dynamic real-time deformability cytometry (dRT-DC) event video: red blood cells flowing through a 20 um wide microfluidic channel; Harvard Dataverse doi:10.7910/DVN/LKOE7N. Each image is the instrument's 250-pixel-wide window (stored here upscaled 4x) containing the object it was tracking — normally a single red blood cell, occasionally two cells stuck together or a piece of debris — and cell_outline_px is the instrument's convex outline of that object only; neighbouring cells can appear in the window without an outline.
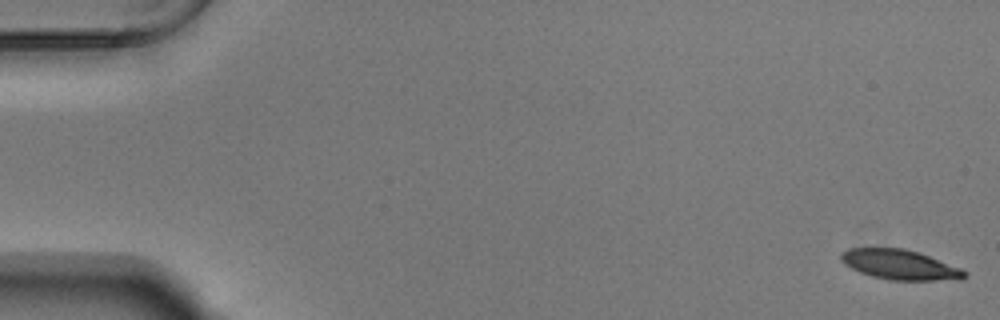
{"species": "Egyptian fruit bat (a non-hibernating species)", "species_latin": "Rousettus aegyptiacus", "temperature_condition": "warm", "stored_images_in_passage": 56, "camera_frame_rate_fps": 3000, "um_per_image_px": 0.085, "animal": {"sex": "male"}, "frame": {"image": 1, "passage_image": 1, "time_ms": 0.0, "image_size_px": [1000, 320], "cell_outline_px": [[968, 276], [960, 280], [888, 280], [872, 276], [860, 272], [844, 264], [840, 260], [840, 252], [848, 248], [904, 248], [928, 256], [960, 268], [968, 272]], "centroid_in_image_um": [76.47, 22.5], "position_along_channel_um": 8.5, "area_um2": 21.5}}
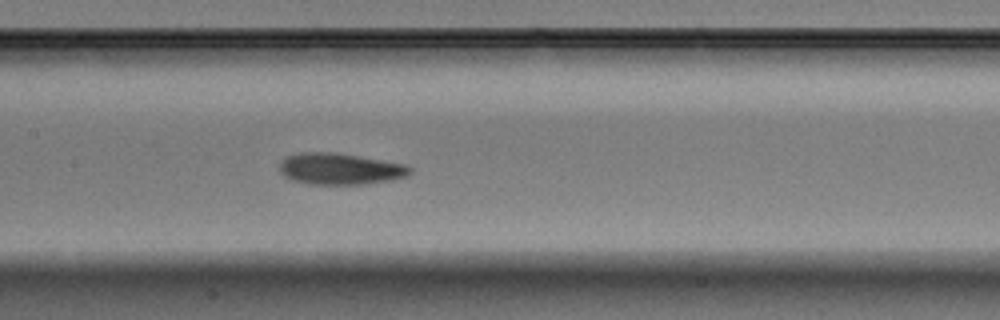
{"frame": {"image": 2, "passage_image": 27, "time_ms": 8.667, "image_size_px": [1000, 320], "cell_outline_px": [[412, 172], [408, 176], [388, 180], [364, 184], [308, 184], [292, 180], [284, 176], [280, 172], [280, 164], [288, 156], [300, 152], [336, 152], [408, 164], [412, 168]], "centroid_in_image_um": [28.94, 14.35], "position_along_channel_um": 178.5, "area_um2": 23.99}}
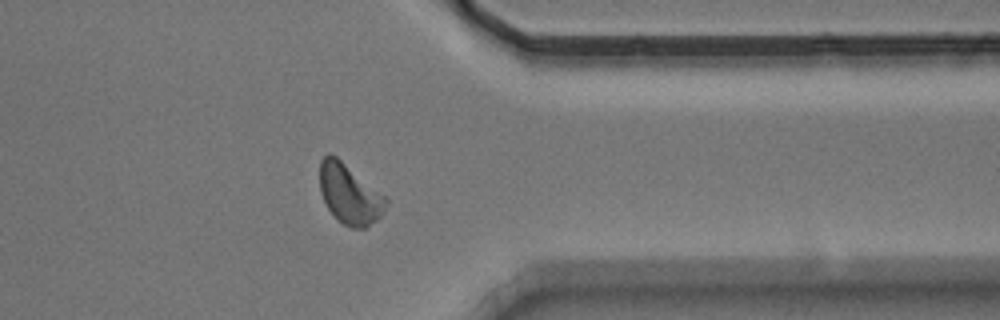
{"frame": {"image": 3, "passage_image": 44, "time_ms": 14.333, "image_size_px": [1000, 320], "cell_outline_px": [[388, 204], [384, 212], [376, 220], [364, 228], [352, 228], [344, 224], [328, 208], [320, 192], [320, 160], [328, 152], [332, 152], [388, 196]], "centroid_in_image_um": [29.75, 16.44], "position_along_channel_um": 381.7, "area_um2": 23.47}, "authors_computed_cell_mechanics": {"area_um2": 22.7443, "velocity_mm_per_s": 3.7166, "shape_relaxation_time_tau1_ms": 2.7298, "shape_relaxation_time_tau2_ms": 2.3745, "deformation_change_tau1": 0.1243, "deformation_change_tau2": 0.0944}}